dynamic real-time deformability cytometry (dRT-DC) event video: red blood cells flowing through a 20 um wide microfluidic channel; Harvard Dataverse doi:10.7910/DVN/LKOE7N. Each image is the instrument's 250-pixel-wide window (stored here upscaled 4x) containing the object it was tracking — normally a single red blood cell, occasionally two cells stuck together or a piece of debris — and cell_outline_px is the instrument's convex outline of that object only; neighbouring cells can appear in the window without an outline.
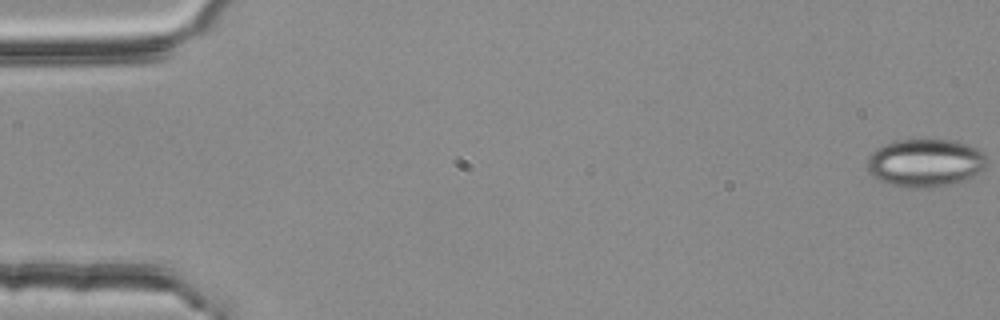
{"species": "common noctule bat (a hibernating species)", "species_latin": "Nyctalus noctula", "temperature_condition": "room temperature", "stored_images_in_passage": 55, "camera_frame_rate_fps": 3000, "um_per_image_px": 0.085, "animal": {"sex": "female", "body_mass_g": 25.1}, "frame": {"image": 1, "passage_image": 1, "time_ms": 0.0, "image_size_px": [1000, 320], "cell_outline_px": [[984, 168], [972, 176], [964, 180], [948, 184], [924, 188], [916, 188], [888, 184], [880, 180], [868, 168], [868, 156], [872, 152], [884, 144], [900, 140], [956, 140], [968, 144], [984, 152]], "centroid_in_image_um": [78.65, 13.83], "position_along_channel_um": 6.3, "area_um2": 32.83}}
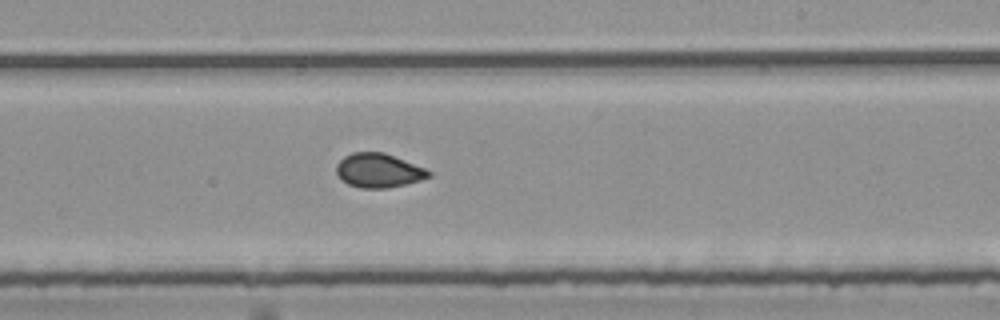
{"frame": {"image": 2, "passage_image": 33, "time_ms": 10.667, "image_size_px": [1000, 320], "cell_outline_px": [[432, 176], [420, 180], [388, 188], [360, 188], [348, 184], [336, 172], [336, 164], [344, 156], [352, 152], [384, 152], [424, 168], [432, 172]], "centroid_in_image_um": [32.17, 14.49], "position_along_channel_um": 256.8, "area_um2": 18.21}}
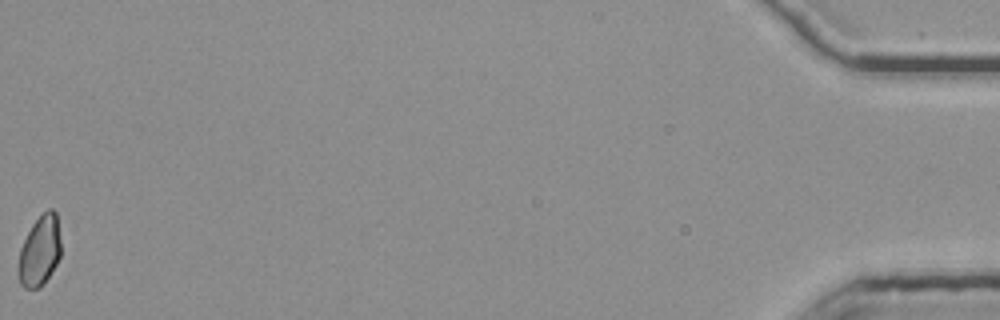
{"frame": {"image": 3, "passage_image": 55, "time_ms": 18.0, "image_size_px": [1000, 320], "cell_outline_px": [[60, 256], [56, 264], [44, 284], [40, 288], [24, 288], [20, 284], [16, 272], [16, 268], [20, 248], [32, 224], [48, 208], [52, 208], [56, 212], [60, 240]], "centroid_in_image_um": [3.34, 21.36], "position_along_channel_um": 431.9, "area_um2": 17.63}, "authors_computed_cell_mechanics": {"area_um2": 18.6116, "velocity_mm_per_s": 3.7949, "shape_relaxation_time_tau1_ms": 2.5088, "shape_relaxation_time_tau2_ms": 1.2564, "deformation_change_tau1": 0.0715, "deformation_change_tau2": 0.0441}}